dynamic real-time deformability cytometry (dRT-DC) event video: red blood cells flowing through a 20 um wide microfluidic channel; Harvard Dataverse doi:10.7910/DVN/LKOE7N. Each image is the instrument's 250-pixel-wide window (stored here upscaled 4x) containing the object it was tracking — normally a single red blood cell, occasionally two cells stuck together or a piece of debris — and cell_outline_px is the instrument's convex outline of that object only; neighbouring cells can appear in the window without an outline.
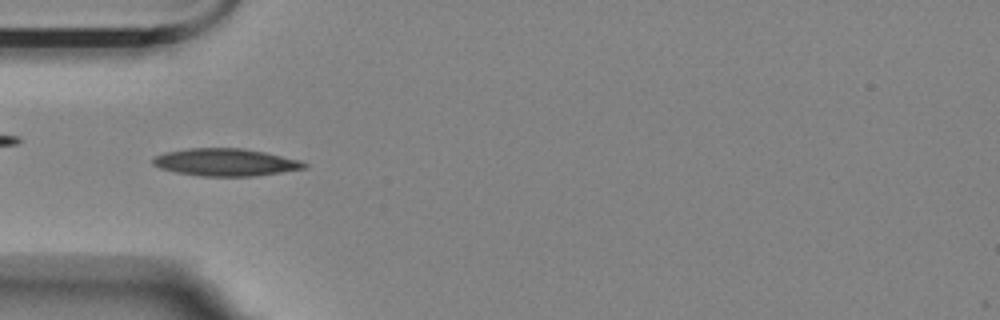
{"species": "Egyptian fruit bat (a non-hibernating species)", "species_latin": "Rousettus aegyptiacus", "temperature_condition": "room temperature", "stored_images_in_passage": 55, "camera_frame_rate_fps": 3000, "um_per_image_px": 0.085, "animal": {"sex": "female"}, "frame": {"image": 1, "passage_image": 16, "time_ms": 5.0, "image_size_px": [1000, 320], "cell_outline_px": [[308, 168], [256, 176], [200, 176], [176, 172], [160, 168], [152, 164], [152, 160], [156, 156], [164, 152], [188, 148], [240, 148], [264, 152], [300, 160], [308, 164]], "centroid_in_image_um": [19.18, 13.79], "position_along_channel_um": 65.8, "area_um2": 24.22}}
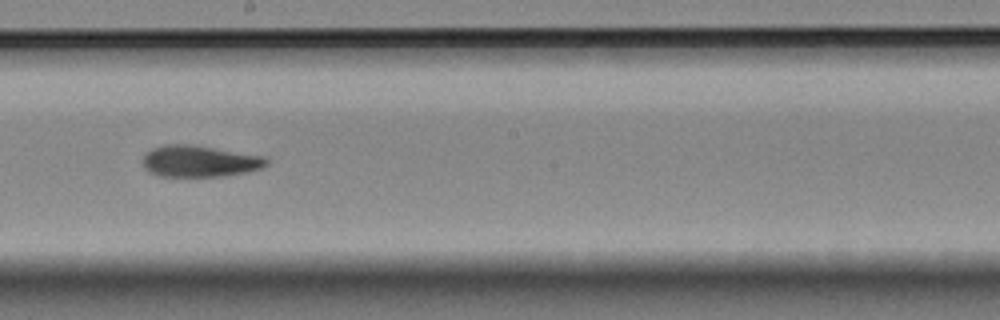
{"frame": {"image": 2, "passage_image": 30, "time_ms": 9.667, "image_size_px": [1000, 320], "cell_outline_px": [[268, 164], [260, 168], [244, 172], [220, 176], [156, 176], [148, 172], [144, 168], [144, 156], [152, 148], [168, 144], [184, 144], [268, 156]], "centroid_in_image_um": [16.96, 13.71], "position_along_channel_um": 231.2, "area_um2": 22.43}}
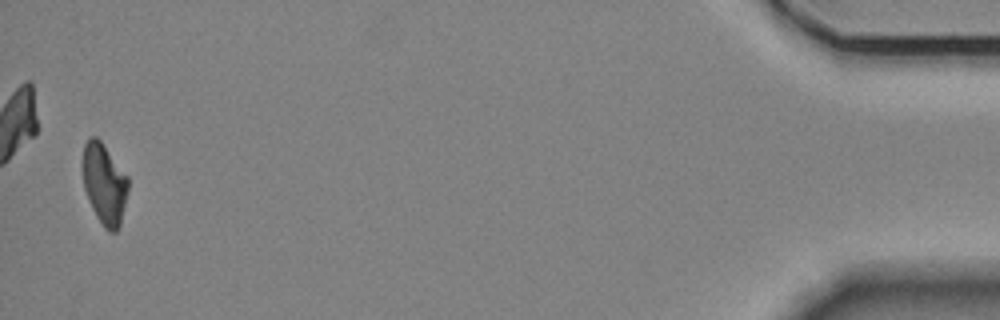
{"frame": {"image": 3, "passage_image": 54, "time_ms": 17.667, "image_size_px": [1000, 320], "cell_outline_px": [[128, 192], [120, 224], [116, 232], [108, 232], [104, 228], [96, 216], [92, 208], [84, 188], [84, 144], [92, 136], [96, 136], [100, 140], [128, 176]], "centroid_in_image_um": [8.9, 15.66], "position_along_channel_um": 426.3, "area_um2": 21.1}, "authors_computed_cell_mechanics": {"area_um2": 22.1952, "velocity_mm_per_s": 3.5341, "shape_relaxation_time_tau1_ms": 4.0798, "shape_relaxation_time_tau2_ms": 3.5227, "deformation_change_tau1": 0.163, "deformation_change_tau2": 0.1145}}